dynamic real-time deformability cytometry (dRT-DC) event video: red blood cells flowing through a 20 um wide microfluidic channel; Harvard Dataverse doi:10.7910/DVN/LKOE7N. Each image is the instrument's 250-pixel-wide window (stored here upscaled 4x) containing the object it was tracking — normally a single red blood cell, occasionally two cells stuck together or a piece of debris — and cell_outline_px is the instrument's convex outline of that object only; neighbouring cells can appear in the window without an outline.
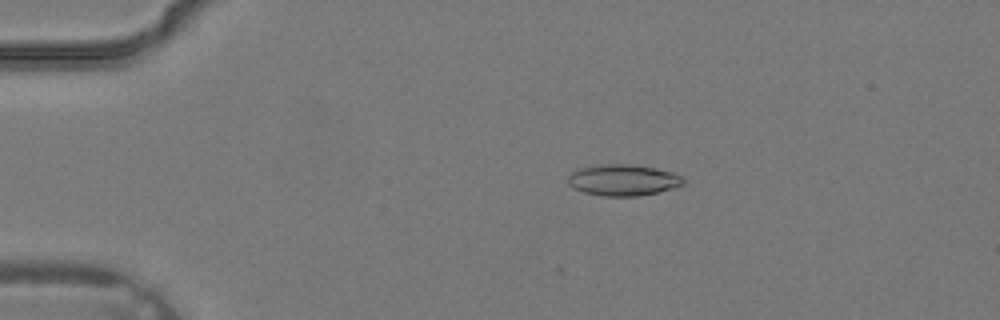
{"species": "common noctule bat (a hibernating species)", "species_latin": "Nyctalus noctula", "temperature_condition": "warm", "stored_images_in_passage": 3, "camera_frame_rate_fps": 3000, "um_per_image_px": 0.085, "animal": {"sex": "male", "body_mass_g": 19.2, "forearm_length_mm": 51.8}, "frame": {"image": 1, "passage_image": 2, "time_ms": 0.333, "image_size_px": [1000, 320], "cell_outline_px": [[684, 184], [676, 188], [640, 196], [604, 196], [584, 192], [572, 188], [568, 184], [568, 176], [572, 172], [580, 168], [600, 164], [632, 164], [656, 168], [676, 172], [684, 176]], "centroid_in_image_um": [53.02, 15.3], "position_along_channel_um": 32.0, "area_um2": 21.39}}